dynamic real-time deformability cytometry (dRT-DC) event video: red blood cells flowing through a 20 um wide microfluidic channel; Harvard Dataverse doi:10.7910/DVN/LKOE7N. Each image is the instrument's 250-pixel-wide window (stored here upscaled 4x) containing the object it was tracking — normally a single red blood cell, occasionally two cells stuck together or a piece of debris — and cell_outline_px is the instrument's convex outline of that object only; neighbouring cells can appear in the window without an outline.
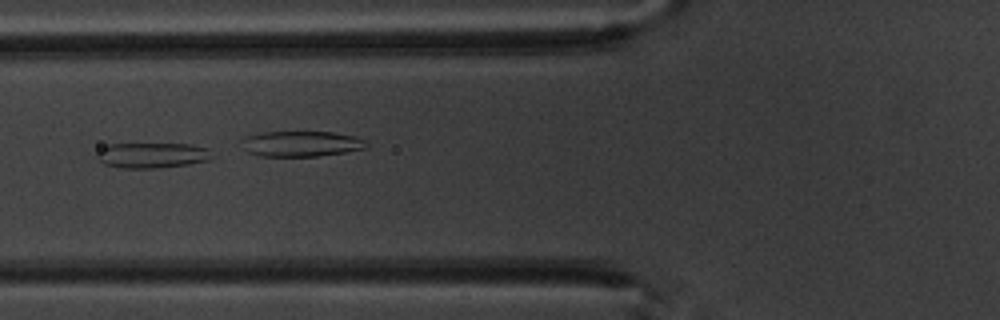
{"species": "common noctule bat (a hibernating species)", "species_latin": "Nyctalus noctula", "temperature_condition": "warm", "stored_images_in_passage": 2, "camera_frame_rate_fps": 3000, "um_per_image_px": 0.085, "animal": {"sex": "male", "body_mass_g": 20.1, "forearm_length_mm": 53.5}, "frame": {"image": 1, "passage_image": 2, "time_ms": 1.333, "image_size_px": [1000, 320], "cell_outline_px": [[212, 160], [188, 164], [160, 168], [124, 168], [104, 164], [96, 156], [96, 152], [100, 148], [108, 144], [192, 144], [208, 148]], "centroid_in_image_um": [12.92, 13.19], "position_along_channel_um": 112.9, "area_um2": 17.11}}